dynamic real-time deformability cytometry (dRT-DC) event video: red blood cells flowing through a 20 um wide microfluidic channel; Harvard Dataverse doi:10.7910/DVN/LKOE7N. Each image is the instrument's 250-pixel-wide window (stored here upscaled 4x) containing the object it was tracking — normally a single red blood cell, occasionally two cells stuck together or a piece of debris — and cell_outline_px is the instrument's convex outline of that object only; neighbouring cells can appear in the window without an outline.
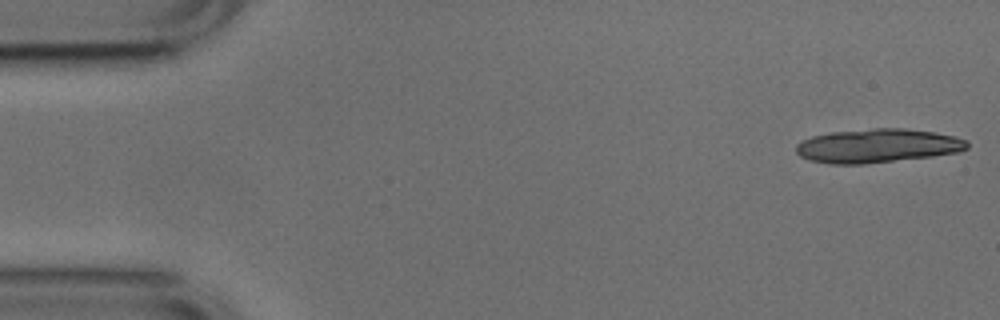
{"species": "common noctule bat (a hibernating species)", "species_latin": "Nyctalus noctula", "temperature_condition": "cold", "stored_images_in_passage": 12, "camera_frame_rate_fps": 3000, "um_per_image_px": 0.085, "animal": {"sex": "male", "body_mass_g": 17.9, "forearm_length_mm": 54.2}, "frame": {"image": 1, "passage_image": 1, "time_ms": 0.0, "image_size_px": [1000, 320], "cell_outline_px": [[968, 148], [960, 152], [932, 156], [860, 164], [828, 164], [808, 160], [800, 156], [796, 152], [796, 144], [812, 136], [832, 132], [872, 128], [904, 128], [932, 132], [956, 136], [968, 140]], "centroid_in_image_um": [74.59, 12.39], "position_along_channel_um": 10.4, "area_um2": 33.76}}